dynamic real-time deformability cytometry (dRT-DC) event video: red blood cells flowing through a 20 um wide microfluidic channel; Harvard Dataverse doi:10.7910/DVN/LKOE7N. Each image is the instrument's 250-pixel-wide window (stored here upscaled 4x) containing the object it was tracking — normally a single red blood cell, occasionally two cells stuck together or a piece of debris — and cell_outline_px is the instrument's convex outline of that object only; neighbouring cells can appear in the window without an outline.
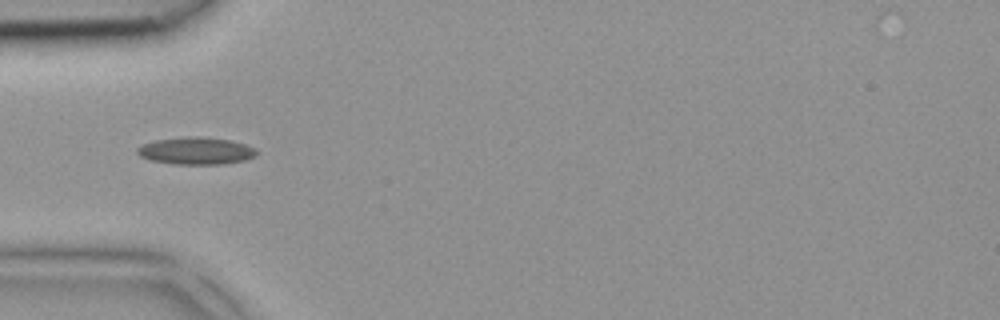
{"species": "common noctule bat (a hibernating species)", "species_latin": "Nyctalus noctula", "temperature_condition": "room temperature", "stored_images_in_passage": 1, "camera_frame_rate_fps": 3000, "um_per_image_px": 0.085, "animal": {"sex": "female", "body_mass_g": 18.4}, "frame": {"image": 1, "passage_image": 1, "time_ms": 0.0, "image_size_px": [1000, 320], "cell_outline_px": [[260, 152], [256, 156], [244, 160], [224, 164], [176, 164], [152, 160], [140, 156], [136, 152], [136, 148], [140, 144], [156, 140], [188, 136], [200, 136], [232, 140], [256, 148]], "centroid_in_image_um": [16.68, 12.81], "position_along_channel_um": 68.3, "area_um2": 19.13}}